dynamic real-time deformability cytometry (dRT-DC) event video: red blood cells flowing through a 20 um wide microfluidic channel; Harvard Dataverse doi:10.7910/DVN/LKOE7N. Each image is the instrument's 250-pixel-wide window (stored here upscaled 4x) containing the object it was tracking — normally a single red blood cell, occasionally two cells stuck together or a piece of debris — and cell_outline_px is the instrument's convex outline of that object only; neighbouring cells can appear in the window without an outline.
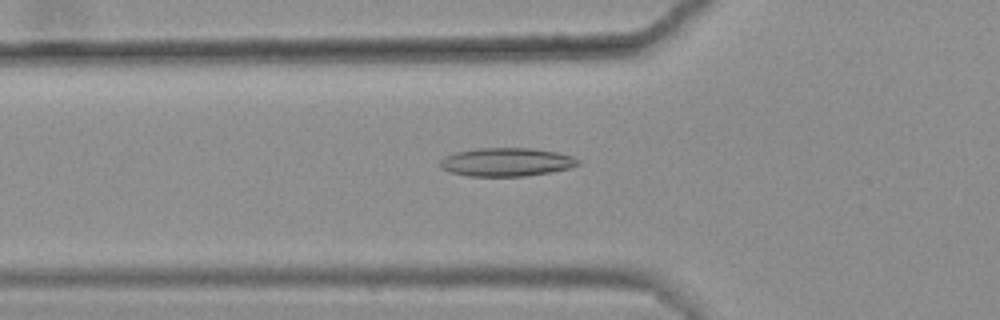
{"species": "common noctule bat (a hibernating species)", "species_latin": "Nyctalus noctula", "temperature_condition": "warm", "stored_images_in_passage": 46, "camera_frame_rate_fps": 3000, "um_per_image_px": 0.085, "animal": {"sex": "female", "body_mass_g": 25.1}, "frame": {"image": 1, "passage_image": 16, "time_ms": 5.0, "image_size_px": [1000, 320], "cell_outline_px": [[580, 164], [572, 168], [552, 172], [524, 176], [468, 176], [452, 172], [440, 168], [440, 160], [444, 156], [456, 152], [480, 148], [532, 148], [556, 152], [572, 156], [580, 160]], "centroid_in_image_um": [43.08, 13.78], "position_along_channel_um": 82.7, "area_um2": 22.95}}
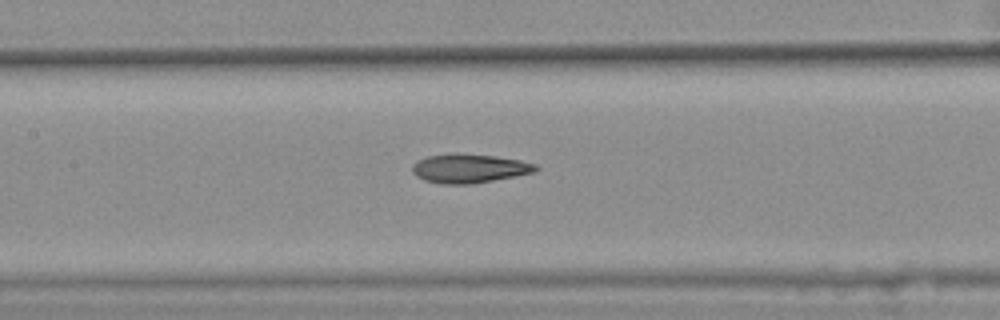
{"frame": {"image": 2, "passage_image": 23, "time_ms": 7.333, "image_size_px": [1000, 320], "cell_outline_px": [[540, 168], [536, 172], [516, 176], [472, 184], [440, 184], [424, 180], [416, 176], [412, 172], [412, 164], [428, 156], [496, 156], [520, 160], [536, 164]], "centroid_in_image_um": [39.94, 14.37], "position_along_channel_um": 167.5, "area_um2": 20.11}}
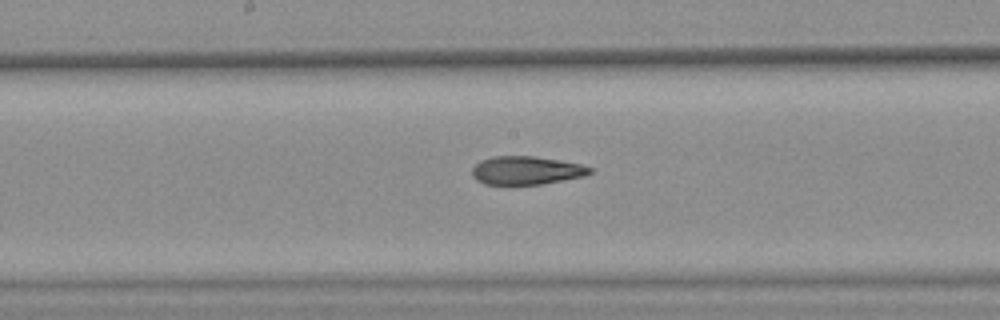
{"frame": {"image": 3, "passage_image": 26, "time_ms": 8.333, "image_size_px": [1000, 320], "cell_outline_px": [[592, 172], [584, 176], [540, 184], [504, 188], [484, 184], [476, 180], [472, 176], [472, 168], [480, 160], [492, 156], [532, 156], [560, 160], [580, 164], [592, 168]], "centroid_in_image_um": [44.65, 14.53], "position_along_channel_um": 203.6, "area_um2": 20.17}, "authors_computed_cell_mechanics": {"area_um2": 20.3745, "velocity_mm_per_s": 3.6087, "shape_relaxation_time_tau1_ms": null, "shape_relaxation_time_tau2_ms": 3.7465, "deformation_change_tau1": null, "deformation_change_tau2": 0.1224}}